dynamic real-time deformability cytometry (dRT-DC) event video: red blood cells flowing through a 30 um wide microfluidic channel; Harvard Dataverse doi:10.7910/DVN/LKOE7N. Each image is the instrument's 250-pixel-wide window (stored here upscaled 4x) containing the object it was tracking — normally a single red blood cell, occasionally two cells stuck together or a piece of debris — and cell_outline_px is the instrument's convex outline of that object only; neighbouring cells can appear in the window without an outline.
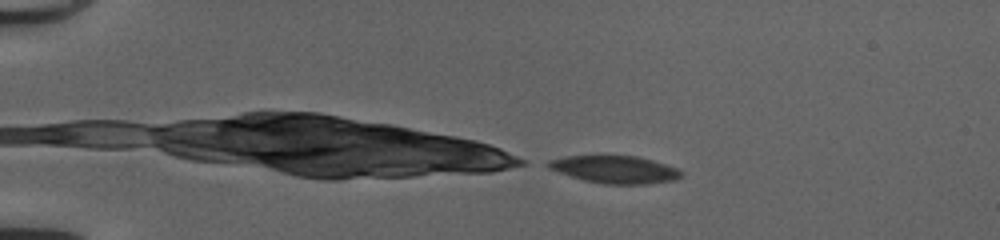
{"species": "common noctule bat (a hibernating species)", "species_latin": "Nyctalus noctula", "temperature_condition": "cold", "stored_images_in_passage": 42, "camera_frame_rate_fps": 3000, "um_per_image_px": 0.085, "animal": {"sex": "female", "body_mass_g": 20.0, "forearm_length_mm": 54.0}, "frame": {"image": 1, "passage_image": 1, "time_ms": 0.0, "image_size_px": [1000, 240], "cell_outline_px": [[684, 176], [676, 180], [648, 184], [604, 184], [584, 180], [548, 168], [540, 164], [548, 160], [564, 156], [636, 156], [652, 160], [676, 168], [684, 172]], "centroid_in_image_um": [52.26, 14.41], "position_along_channel_um": 32.7, "area_um2": 21.44}}
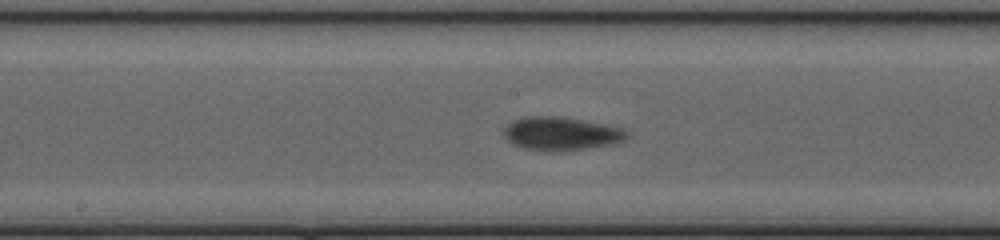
{"frame": {"image": 2, "passage_image": 19, "time_ms": 6.0, "image_size_px": [1000, 240], "cell_outline_px": [[632, 136], [624, 140], [612, 144], [560, 152], [524, 148], [508, 140], [504, 136], [504, 128], [512, 120], [524, 116], [560, 116], [624, 128]], "centroid_in_image_um": [47.72, 11.35], "position_along_channel_um": 200.5, "area_um2": 23.93}}
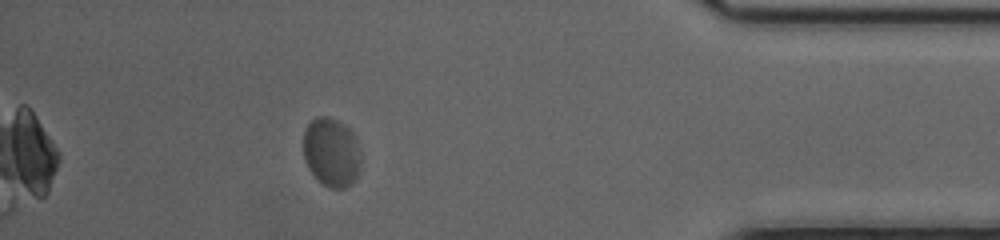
{"frame": {"image": 3, "passage_image": 37, "time_ms": 12.0, "image_size_px": [1000, 240], "cell_outline_px": [[360, 168], [352, 184], [344, 188], [328, 188], [308, 168], [304, 160], [304, 128], [316, 116], [328, 116], [344, 124], [356, 136], [360, 160]], "centroid_in_image_um": [28.17, 12.93], "position_along_channel_um": 407.0, "area_um2": 23.06}, "authors_computed_cell_mechanics": {"area_um2": 22.9177, "velocity_mm_per_s": 4.0517, "shape_relaxation_time_tau1_ms": 3.4115, "shape_relaxation_time_tau2_ms": null, "deformation_change_tau1": 0.0972, "deformation_change_tau2": null}}